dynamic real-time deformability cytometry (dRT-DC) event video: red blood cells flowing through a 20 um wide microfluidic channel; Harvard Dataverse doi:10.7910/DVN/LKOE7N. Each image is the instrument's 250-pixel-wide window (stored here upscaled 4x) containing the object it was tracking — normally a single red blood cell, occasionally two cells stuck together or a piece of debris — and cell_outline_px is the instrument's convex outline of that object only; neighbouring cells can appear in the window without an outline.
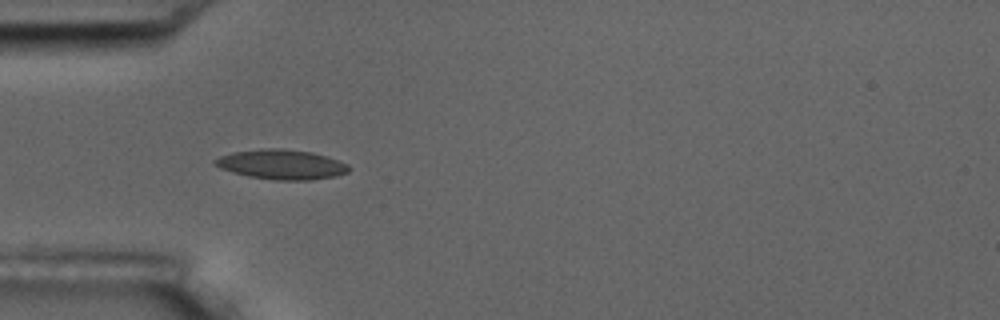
{"species": "common noctule bat (a hibernating species)", "species_latin": "Nyctalus noctula", "temperature_condition": "room temperature", "stored_images_in_passage": 9, "camera_frame_rate_fps": 3000, "um_per_image_px": 0.085, "animal": {"sex": "male", "body_mass_g": 17.5, "forearm_length_mm": 52.3}, "frame": {"image": 1, "passage_image": 6, "time_ms": 5.667, "image_size_px": [1000, 320], "cell_outline_px": [[348, 172], [336, 176], [312, 180], [276, 180], [248, 176], [232, 172], [220, 168], [212, 164], [212, 160], [220, 156], [232, 152], [264, 148], [284, 148], [312, 152], [328, 156], [348, 164]], "centroid_in_image_um": [23.91, 13.97], "position_along_channel_um": 61.1, "area_um2": 23.41}}
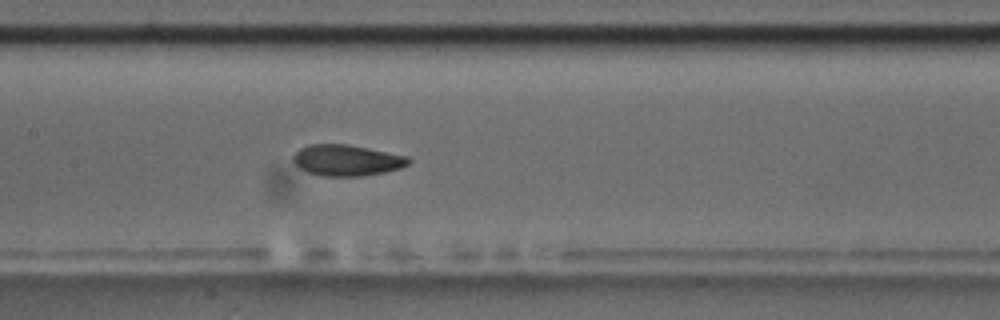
{"frame": {"image": 2, "passage_image": 9, "time_ms": 9.0, "image_size_px": [1000, 320], "cell_outline_px": [[412, 160], [408, 164], [400, 168], [384, 172], [360, 176], [320, 176], [308, 172], [300, 168], [292, 160], [292, 156], [300, 148], [308, 144], [348, 144], [408, 156]], "centroid_in_image_um": [29.46, 13.62], "position_along_channel_um": 177.9, "area_um2": 20.92}}